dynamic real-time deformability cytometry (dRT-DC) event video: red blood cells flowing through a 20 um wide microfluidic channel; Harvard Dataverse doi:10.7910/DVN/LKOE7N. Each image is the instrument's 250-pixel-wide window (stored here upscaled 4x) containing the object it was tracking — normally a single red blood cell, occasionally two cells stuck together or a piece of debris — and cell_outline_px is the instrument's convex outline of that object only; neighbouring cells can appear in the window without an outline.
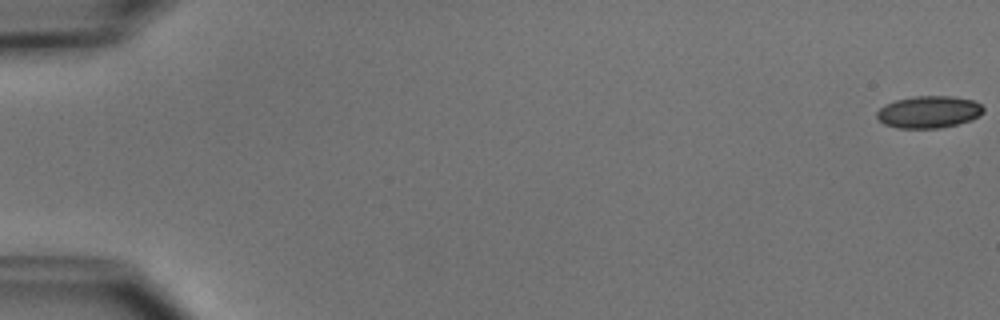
{"species": "common noctule bat (a hibernating species)", "species_latin": "Nyctalus noctula", "temperature_condition": "cold", "stored_images_in_passage": 7, "camera_frame_rate_fps": 3000, "um_per_image_px": 0.085, "animal": {"sex": "male", "body_mass_g": 15.6}, "frame": {"image": 1, "passage_image": 1, "time_ms": 0.0, "image_size_px": [1000, 320], "cell_outline_px": [[984, 112], [980, 116], [972, 120], [940, 128], [900, 128], [884, 124], [876, 116], [876, 112], [884, 104], [896, 100], [912, 96], [952, 96], [972, 100], [980, 104], [984, 108]], "centroid_in_image_um": [78.95, 9.51], "position_along_channel_um": 6.0, "area_um2": 20.0}}
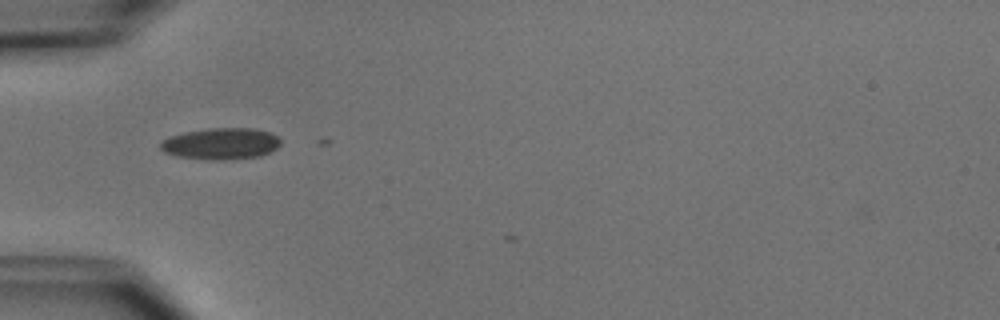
{"frame": {"image": 2, "passage_image": 5, "time_ms": 5.667, "image_size_px": [1000, 320], "cell_outline_px": [[280, 144], [276, 148], [260, 156], [220, 160], [208, 160], [180, 156], [164, 152], [160, 148], [160, 140], [184, 132], [212, 128], [252, 128], [268, 132], [276, 136], [280, 140]], "centroid_in_image_um": [18.75, 12.21], "position_along_channel_um": 66.2, "area_um2": 21.79}}